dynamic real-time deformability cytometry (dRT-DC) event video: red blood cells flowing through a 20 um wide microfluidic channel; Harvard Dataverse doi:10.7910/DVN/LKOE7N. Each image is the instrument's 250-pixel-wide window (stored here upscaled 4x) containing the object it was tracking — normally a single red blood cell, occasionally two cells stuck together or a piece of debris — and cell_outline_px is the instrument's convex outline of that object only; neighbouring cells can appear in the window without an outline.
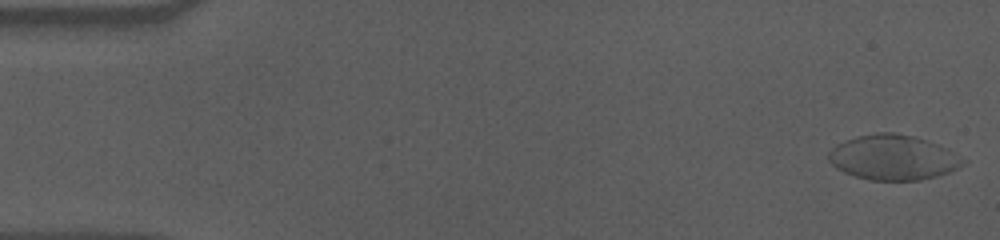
{"species": "human", "species_latin": "Homo sapiens", "temperature_condition": "cold", "stored_images_in_passage": 57, "camera_frame_rate_fps": 3000, "um_per_image_px": 0.085, "donor": {"sex": "male"}, "frame": {"image": 1, "passage_image": 1, "time_ms": 0.0, "image_size_px": [1000, 240], "cell_outline_px": [[968, 160], [964, 164], [948, 172], [936, 176], [920, 180], [868, 180], [844, 172], [836, 168], [828, 160], [828, 152], [836, 144], [844, 140], [856, 136], [876, 132], [896, 132], [912, 136], [936, 144]], "centroid_in_image_um": [75.87, 13.38], "position_along_channel_um": 9.1, "area_um2": 35.14}}
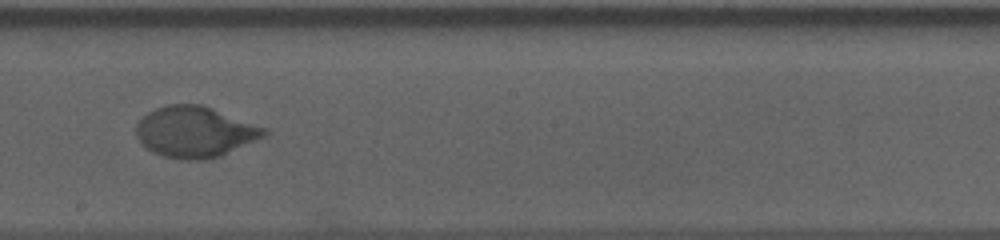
{"frame": {"image": 2, "passage_image": 32, "time_ms": 10.333, "image_size_px": [1000, 240], "cell_outline_px": [[268, 132], [264, 136], [220, 156], [204, 160], [188, 160], [164, 156], [152, 152], [136, 136], [136, 124], [148, 112], [156, 108], [168, 104], [204, 104], [268, 128]], "centroid_in_image_um": [16.59, 11.19], "position_along_channel_um": 231.6, "area_um2": 37.97}}
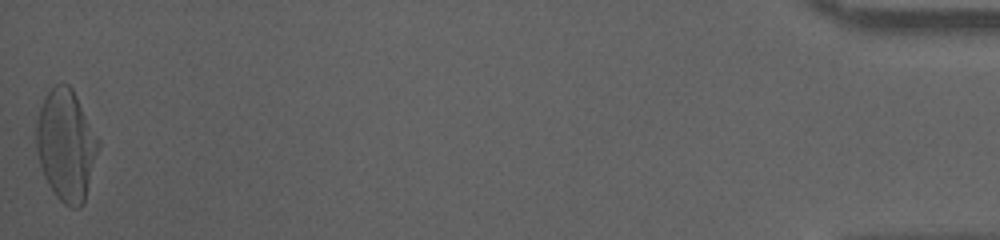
{"frame": {"image": 3, "passage_image": 57, "time_ms": 18.667, "image_size_px": [1000, 240], "cell_outline_px": [[100, 148], [84, 204], [80, 208], [72, 208], [64, 204], [56, 196], [48, 184], [44, 176], [40, 164], [36, 148], [36, 120], [44, 96], [56, 84], [68, 84], [72, 88], [100, 140]], "centroid_in_image_um": [5.64, 12.36], "position_along_channel_um": 429.6, "area_um2": 40.52}, "authors_computed_cell_mechanics": {"area_um2": 36.9342, "velocity_mm_per_s": 3.5297, "shape_relaxation_time_tau1_ms": 3.8121, "shape_relaxation_time_tau2_ms": null, "deformation_change_tau1": 0.2022, "deformation_change_tau2": null}}